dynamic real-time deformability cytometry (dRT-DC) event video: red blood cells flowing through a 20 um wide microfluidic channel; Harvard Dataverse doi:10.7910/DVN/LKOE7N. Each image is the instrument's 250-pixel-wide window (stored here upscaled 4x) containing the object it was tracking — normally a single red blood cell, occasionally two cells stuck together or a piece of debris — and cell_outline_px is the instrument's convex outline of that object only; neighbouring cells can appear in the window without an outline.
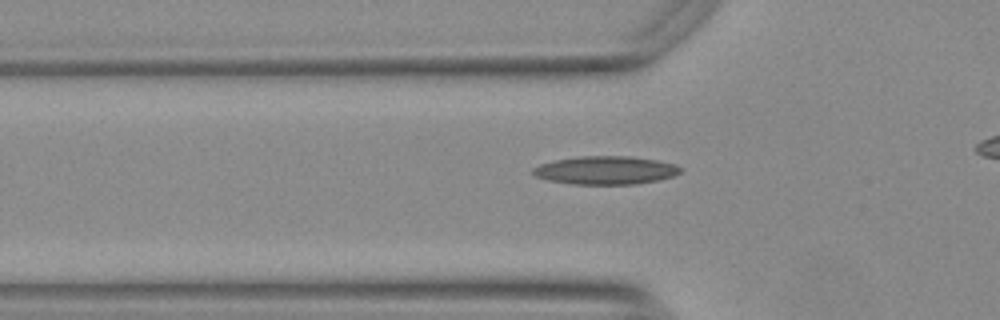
{"species": "Egyptian fruit bat (a non-hibernating species)", "species_latin": "Rousettus aegyptiacus", "temperature_condition": "warm", "stored_images_in_passage": 39, "camera_frame_rate_fps": 3000, "um_per_image_px": 0.085, "animal": {"sex": "female"}, "frame": {"image": 1, "passage_image": 12, "time_ms": 3.667, "image_size_px": [1000, 320], "cell_outline_px": [[684, 168], [680, 172], [672, 176], [656, 180], [636, 184], [572, 184], [548, 180], [536, 176], [532, 172], [532, 168], [540, 164], [556, 160], [580, 156], [628, 156], [656, 160], [676, 164]], "centroid_in_image_um": [51.48, 14.47], "position_along_channel_um": 74.3, "area_um2": 24.16}}
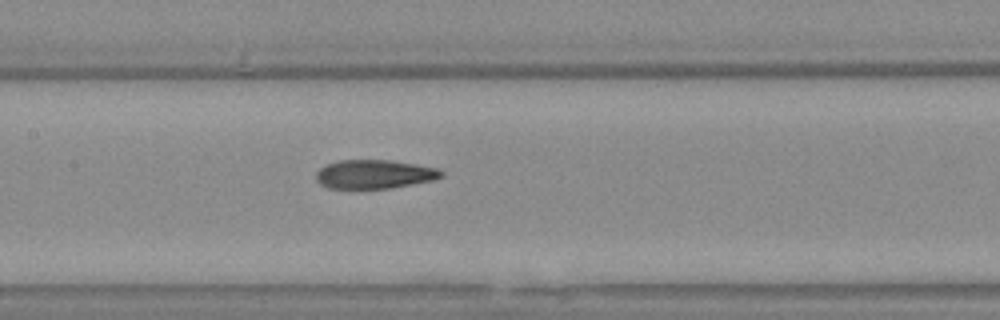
{"frame": {"image": 2, "passage_image": 20, "time_ms": 6.333, "image_size_px": [1000, 320], "cell_outline_px": [[444, 176], [432, 180], [388, 188], [328, 188], [320, 184], [316, 180], [316, 172], [320, 168], [328, 164], [340, 160], [388, 160], [416, 164], [436, 168], [444, 172]], "centroid_in_image_um": [31.8, 14.8], "position_along_channel_um": 175.6, "area_um2": 20.81}}
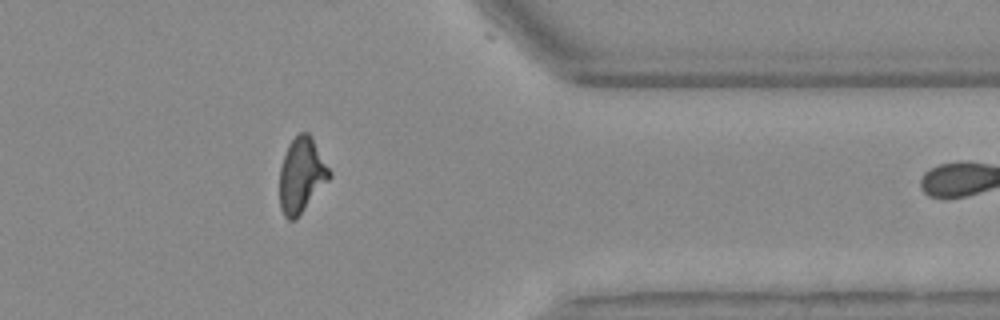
{"frame": {"image": 3, "passage_image": 38, "time_ms": 12.333, "image_size_px": [1000, 320], "cell_outline_px": [[332, 176], [296, 220], [288, 220], [284, 216], [280, 208], [280, 168], [288, 144], [300, 132], [308, 132], [312, 136], [332, 172]], "centroid_in_image_um": [25.64, 14.9], "position_along_channel_um": 385.8, "area_um2": 21.91}}